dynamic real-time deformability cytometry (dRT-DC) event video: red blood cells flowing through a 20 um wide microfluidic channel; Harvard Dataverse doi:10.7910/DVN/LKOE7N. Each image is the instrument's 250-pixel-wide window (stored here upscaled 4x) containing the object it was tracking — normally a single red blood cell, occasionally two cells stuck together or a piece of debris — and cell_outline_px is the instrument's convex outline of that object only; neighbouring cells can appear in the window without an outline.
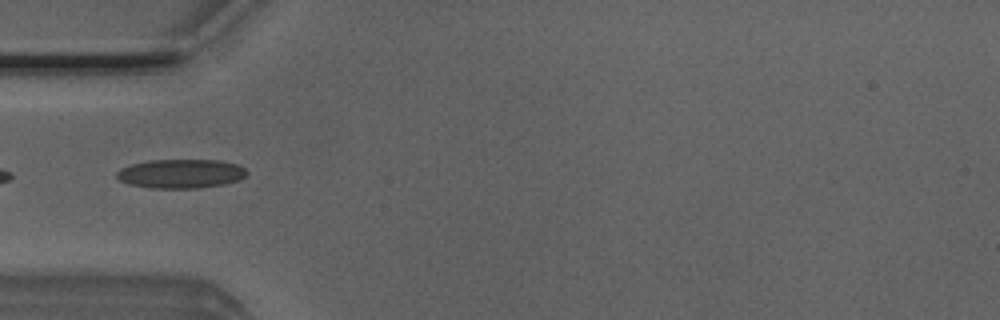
{"species": "Egyptian fruit bat (a non-hibernating species)", "species_latin": "Rousettus aegyptiacus", "temperature_condition": "room temperature", "stored_images_in_passage": 5, "camera_frame_rate_fps": 3000, "um_per_image_px": 0.085, "animal": {"sex": "male"}, "frame": {"image": 1, "passage_image": 4, "time_ms": 1.0, "image_size_px": [1000, 320], "cell_outline_px": [[248, 172], [240, 180], [224, 184], [200, 188], [148, 188], [132, 184], [120, 180], [116, 176], [116, 172], [120, 168], [132, 164], [148, 160], [220, 160], [240, 164]], "centroid_in_image_um": [15.4, 14.75], "position_along_channel_um": 69.6, "area_um2": 22.14}}